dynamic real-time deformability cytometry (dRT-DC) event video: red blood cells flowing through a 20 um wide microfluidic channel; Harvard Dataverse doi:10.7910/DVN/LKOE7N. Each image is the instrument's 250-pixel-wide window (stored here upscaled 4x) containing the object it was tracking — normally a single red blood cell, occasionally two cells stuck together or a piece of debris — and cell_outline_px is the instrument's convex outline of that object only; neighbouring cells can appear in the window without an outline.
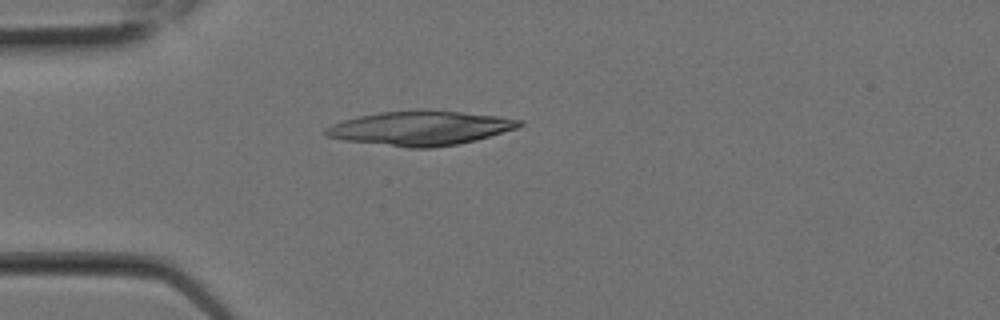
{"species": "Egyptian fruit bat (a non-hibernating species)", "species_latin": "Rousettus aegyptiacus", "temperature_condition": "room temperature", "stored_images_in_passage": 2, "camera_frame_rate_fps": 3000, "um_per_image_px": 0.085, "animal": {"sex": "female"}, "frame": {"image": 1, "passage_image": 2, "time_ms": 0.333, "image_size_px": [1000, 320], "cell_outline_px": [[524, 124], [516, 128], [476, 140], [456, 144], [432, 148], [408, 148], [344, 140], [328, 136], [324, 132], [324, 128], [332, 124], [344, 120], [360, 116], [380, 112], [460, 112], [496, 116], [524, 120]], "centroid_in_image_um": [35.73, 10.92], "position_along_channel_um": 49.3, "area_um2": 37.69}}